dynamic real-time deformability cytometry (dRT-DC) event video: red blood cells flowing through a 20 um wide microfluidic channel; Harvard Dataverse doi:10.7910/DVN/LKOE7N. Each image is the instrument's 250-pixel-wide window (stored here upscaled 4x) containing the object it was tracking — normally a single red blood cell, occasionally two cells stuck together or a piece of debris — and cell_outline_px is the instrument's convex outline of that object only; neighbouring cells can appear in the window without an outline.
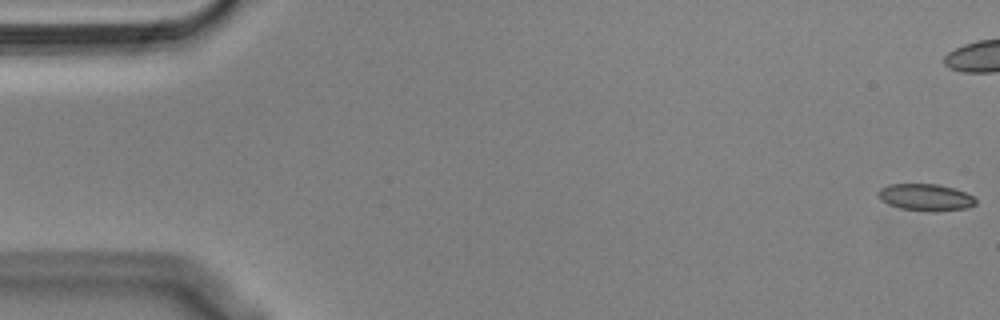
{"species": "Egyptian fruit bat (a non-hibernating species)", "species_latin": "Rousettus aegyptiacus", "temperature_condition": "cold", "stored_images_in_passage": 56, "camera_frame_rate_fps": 3000, "um_per_image_px": 0.085, "animal": {"sex": "male"}, "frame": {"image": 1, "passage_image": 1, "time_ms": 0.0, "image_size_px": [1000, 320], "cell_outline_px": [[976, 204], [968, 208], [936, 212], [932, 212], [900, 208], [888, 204], [880, 200], [876, 192], [880, 188], [888, 184], [940, 184], [956, 188], [976, 196]], "centroid_in_image_um": [78.71, 16.77], "position_along_channel_um": 6.3, "area_um2": 15.72}}
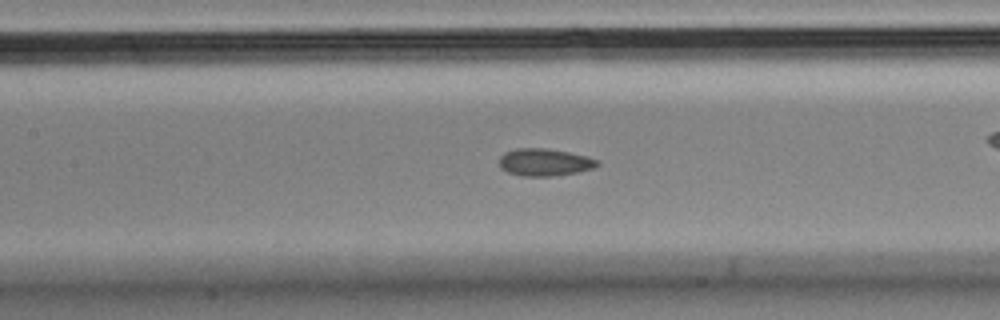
{"frame": {"image": 2, "passage_image": 25, "time_ms": 8.0, "image_size_px": [1000, 320], "cell_outline_px": [[600, 164], [596, 168], [556, 176], [524, 176], [508, 172], [500, 168], [500, 156], [504, 152], [516, 148], [548, 148], [588, 156], [600, 160]], "centroid_in_image_um": [46.33, 13.78], "position_along_channel_um": 161.1, "area_um2": 15.84}}
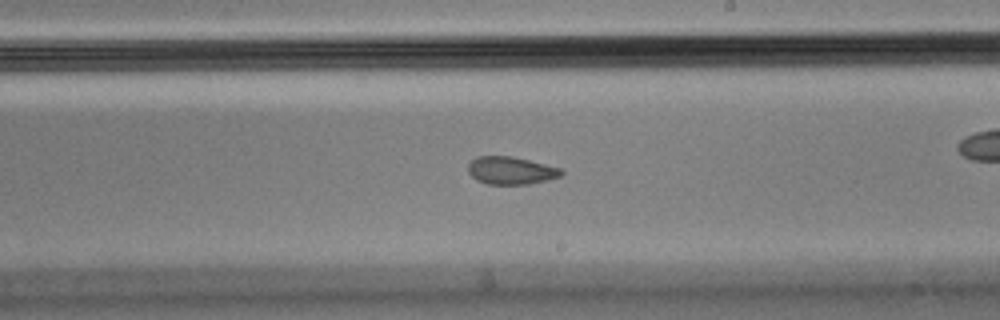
{"frame": {"image": 3, "passage_image": 32, "time_ms": 10.333, "image_size_px": [1000, 320], "cell_outline_px": [[564, 172], [560, 176], [548, 180], [528, 184], [488, 184], [476, 180], [468, 172], [468, 164], [476, 156], [512, 156], [560, 168]], "centroid_in_image_um": [43.4, 14.49], "position_along_channel_um": 245.6, "area_um2": 14.97}, "authors_computed_cell_mechanics": {"area_um2": 15.7794, "velocity_mm_per_s": 3.6336, "shape_relaxation_time_tau1_ms": null, "shape_relaxation_time_tau2_ms": 3.3521, "deformation_change_tau1": null, "deformation_change_tau2": 0.0861}}